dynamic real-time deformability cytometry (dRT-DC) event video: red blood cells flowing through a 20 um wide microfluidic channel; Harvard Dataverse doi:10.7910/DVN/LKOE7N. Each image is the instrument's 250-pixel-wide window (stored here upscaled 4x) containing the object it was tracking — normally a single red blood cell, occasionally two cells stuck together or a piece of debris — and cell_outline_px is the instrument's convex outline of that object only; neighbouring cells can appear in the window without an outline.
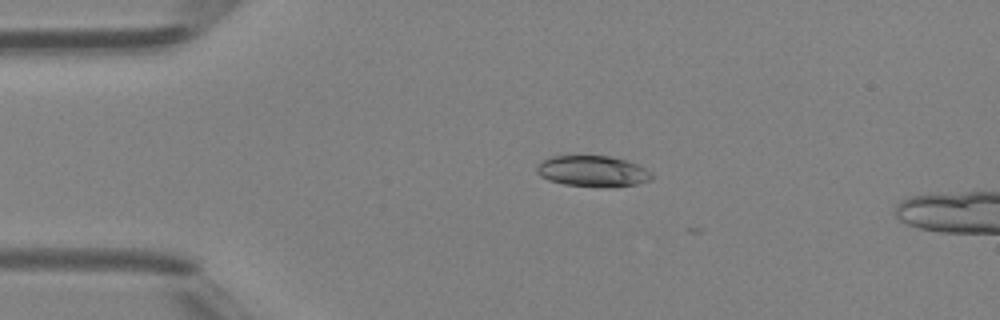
{"species": "Egyptian fruit bat (a non-hibernating species)", "species_latin": "Rousettus aegyptiacus", "temperature_condition": "room temperature", "stored_images_in_passage": 2, "camera_frame_rate_fps": 3000, "um_per_image_px": 0.085, "animal": {"sex": "female"}, "frame": {"image": 1, "passage_image": 1, "time_ms": 0.0, "image_size_px": [1000, 320], "cell_outline_px": [[652, 180], [636, 184], [612, 188], [604, 188], [564, 184], [548, 180], [540, 176], [536, 172], [536, 168], [544, 160], [552, 156], [608, 156], [640, 164], [652, 176]], "centroid_in_image_um": [50.39, 14.57], "position_along_channel_um": 34.6, "area_um2": 20.81}}